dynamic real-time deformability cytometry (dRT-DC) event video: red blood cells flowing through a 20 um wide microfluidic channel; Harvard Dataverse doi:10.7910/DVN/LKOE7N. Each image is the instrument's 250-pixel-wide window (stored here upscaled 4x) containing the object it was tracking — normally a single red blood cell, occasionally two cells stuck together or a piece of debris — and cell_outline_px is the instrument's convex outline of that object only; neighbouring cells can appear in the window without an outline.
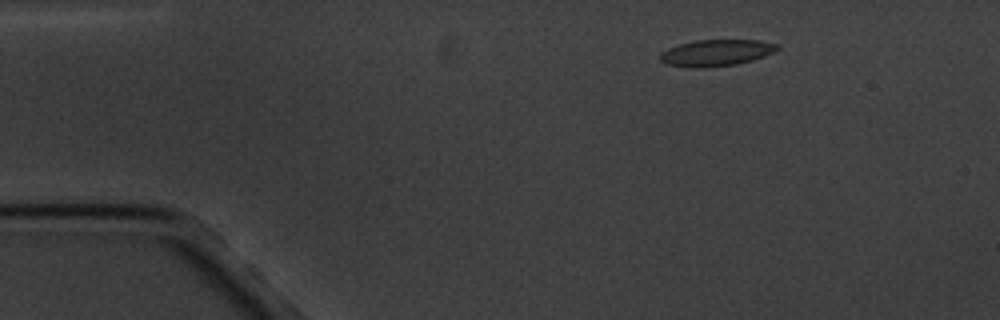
{"species": "common noctule bat (a hibernating species)", "species_latin": "Nyctalus noctula", "temperature_condition": "cold", "stored_images_in_passage": 5, "camera_frame_rate_fps": 3000, "um_per_image_px": 0.085, "animal": {"sex": "male", "body_mass_g": 20.1, "forearm_length_mm": 53.5}, "frame": {"image": 1, "passage_image": 3, "time_ms": 2.333, "image_size_px": [1000, 320], "cell_outline_px": [[780, 48], [764, 56], [752, 60], [736, 64], [704, 68], [692, 68], [668, 64], [660, 60], [660, 52], [668, 48], [680, 44], [696, 40], [760, 40], [780, 44]], "centroid_in_image_um": [60.89, 4.48], "position_along_channel_um": 24.1, "area_um2": 18.09}}